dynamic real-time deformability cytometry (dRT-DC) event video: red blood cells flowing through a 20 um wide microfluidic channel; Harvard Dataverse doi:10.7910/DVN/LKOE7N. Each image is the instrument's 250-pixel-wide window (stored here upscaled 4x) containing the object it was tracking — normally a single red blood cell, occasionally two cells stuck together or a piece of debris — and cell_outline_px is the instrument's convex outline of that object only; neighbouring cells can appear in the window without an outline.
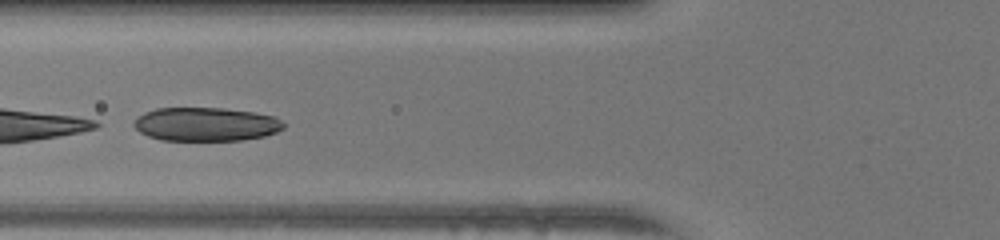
{"species": "human", "species_latin": "Homo sapiens", "temperature_condition": "warm", "stored_images_in_passage": 9, "camera_frame_rate_fps": 3000, "um_per_image_px": 0.085, "donor": {"sex": "female"}, "frame": {"image": 1, "passage_image": 6, "time_ms": 1.667, "image_size_px": [1000, 240], "cell_outline_px": [[284, 128], [276, 132], [264, 136], [240, 140], [160, 140], [148, 136], [140, 132], [132, 124], [136, 116], [144, 112], [156, 108], [224, 108], [256, 112], [276, 116], [284, 124]], "centroid_in_image_um": [17.49, 10.55], "position_along_channel_um": 108.3, "area_um2": 29.59}}